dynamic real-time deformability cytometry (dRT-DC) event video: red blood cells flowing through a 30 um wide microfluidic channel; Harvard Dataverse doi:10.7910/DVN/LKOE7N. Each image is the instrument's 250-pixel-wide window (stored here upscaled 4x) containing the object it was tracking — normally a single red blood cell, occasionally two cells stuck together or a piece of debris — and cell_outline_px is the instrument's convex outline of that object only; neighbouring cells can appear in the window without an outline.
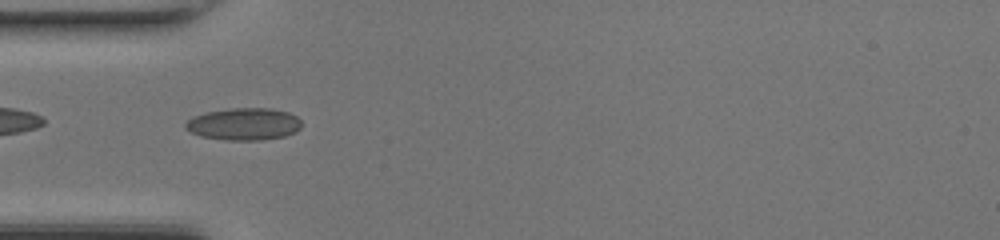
{"species": "common noctule bat (a hibernating species)", "species_latin": "Nyctalus noctula", "temperature_condition": "room temperature", "stored_images_in_passage": 35, "camera_frame_rate_fps": 3000, "um_per_image_px": 0.085, "animal": {"sex": "female", "body_mass_g": 17.0, "forearm_length_mm": 48.0}, "frame": {"image": 1, "passage_image": 2, "time_ms": 0.333, "image_size_px": [1000, 240], "cell_outline_px": [[300, 128], [296, 132], [284, 136], [264, 140], [224, 140], [200, 136], [184, 128], [184, 124], [192, 116], [204, 112], [232, 108], [272, 108], [288, 112], [296, 116], [300, 120]], "centroid_in_image_um": [20.71, 10.54], "position_along_channel_um": 64.3, "area_um2": 21.96}}
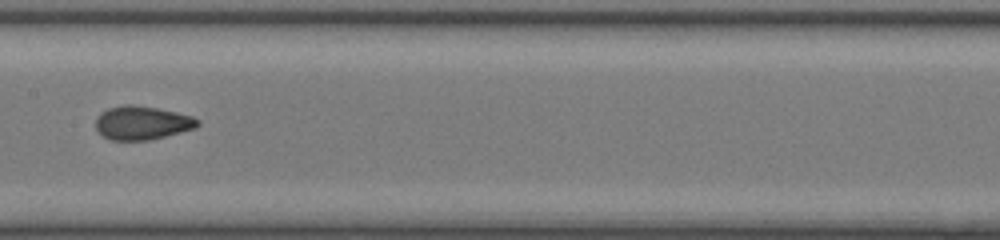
{"frame": {"image": 2, "passage_image": 11, "time_ms": 3.333, "image_size_px": [1000, 240], "cell_outline_px": [[200, 124], [196, 128], [148, 140], [112, 140], [104, 136], [96, 128], [96, 120], [100, 112], [108, 108], [124, 104], [132, 104], [156, 108], [176, 112], [192, 116], [200, 120]], "centroid_in_image_um": [12.08, 10.43], "position_along_channel_um": 195.3, "area_um2": 19.88}}
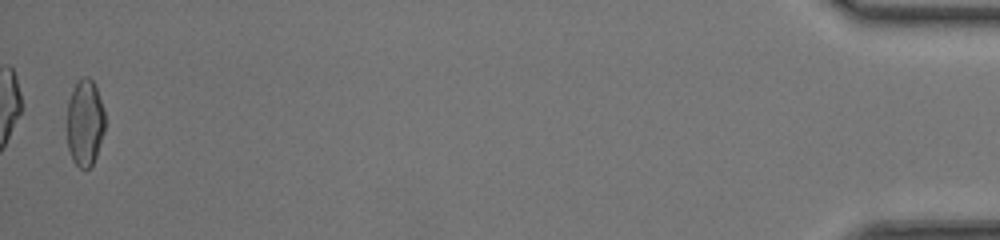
{"frame": {"image": 3, "passage_image": 34, "time_ms": 11.0, "image_size_px": [1000, 240], "cell_outline_px": [[104, 132], [96, 156], [92, 164], [88, 168], [80, 168], [72, 160], [68, 148], [68, 100], [76, 84], [84, 76], [88, 76], [92, 80], [96, 88], [104, 108]], "centroid_in_image_um": [7.23, 10.45], "position_along_channel_um": 428.0, "area_um2": 18.9}, "authors_computed_cell_mechanics": {"area_um2": 19.4208, "velocity_mm_per_s": 4.3624, "shape_relaxation_time_tau1_ms": 6.6574, "shape_relaxation_time_tau2_ms": 0.8623, "deformation_change_tau1": 0.2045, "deformation_change_tau2": 0.0564}}